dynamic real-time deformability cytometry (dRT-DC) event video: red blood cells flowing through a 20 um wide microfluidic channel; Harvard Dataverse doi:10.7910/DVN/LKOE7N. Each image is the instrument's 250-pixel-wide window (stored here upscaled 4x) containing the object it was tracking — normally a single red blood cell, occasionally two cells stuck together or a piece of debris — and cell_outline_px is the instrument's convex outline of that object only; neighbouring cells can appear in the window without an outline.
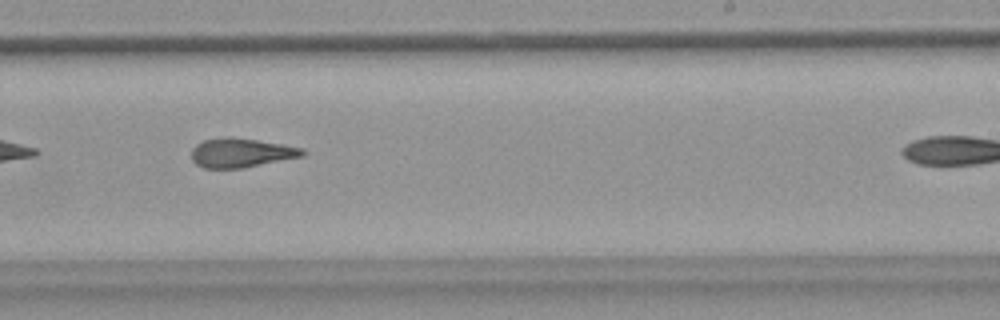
{"species": "common noctule bat (a hibernating species)", "species_latin": "Nyctalus noctula", "temperature_condition": "warm", "stored_images_in_passage": 25, "camera_frame_rate_fps": 3000, "um_per_image_px": 0.085, "animal": {"sex": "female", "body_mass_g": 18.4}, "frame": {"image": 1, "passage_image": 18, "time_ms": 5.667, "image_size_px": [1000, 320], "cell_outline_px": [[304, 156], [244, 168], [204, 168], [196, 164], [192, 160], [192, 148], [196, 144], [204, 140], [256, 140], [280, 144], [300, 148], [304, 152]], "centroid_in_image_um": [20.49, 13.04], "position_along_channel_um": 268.5, "area_um2": 17.98}}